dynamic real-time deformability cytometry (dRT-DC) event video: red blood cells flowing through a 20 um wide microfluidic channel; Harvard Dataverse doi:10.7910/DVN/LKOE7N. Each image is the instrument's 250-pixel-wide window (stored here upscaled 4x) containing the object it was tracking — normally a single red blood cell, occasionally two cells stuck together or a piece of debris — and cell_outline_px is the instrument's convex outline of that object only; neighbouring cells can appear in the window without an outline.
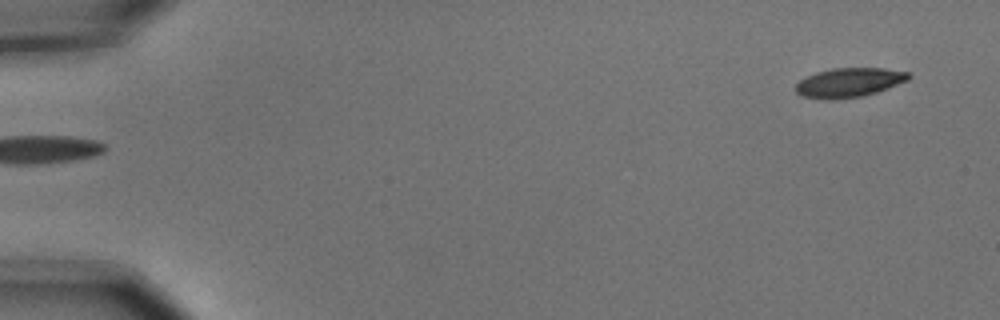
{"species": "common noctule bat (a hibernating species)", "species_latin": "Nyctalus noctula", "temperature_condition": "cold", "stored_images_in_passage": 5, "segment_of_instrument_passage": [2, 2], "camera_frame_rate_fps": 3000, "um_per_image_px": 0.085, "animal": {"sex": "male", "body_mass_g": 15.6}, "frame": {"image": 1, "passage_image": 5, "time_ms": 1.333, "image_size_px": [1000, 320], "cell_outline_px": [[912, 76], [908, 80], [888, 88], [864, 96], [832, 100], [824, 100], [804, 96], [796, 92], [796, 84], [800, 80], [816, 72], [832, 68], [884, 68], [908, 72]], "centroid_in_image_um": [72.18, 7.02], "position_along_channel_um": 12.8, "area_um2": 19.31}}